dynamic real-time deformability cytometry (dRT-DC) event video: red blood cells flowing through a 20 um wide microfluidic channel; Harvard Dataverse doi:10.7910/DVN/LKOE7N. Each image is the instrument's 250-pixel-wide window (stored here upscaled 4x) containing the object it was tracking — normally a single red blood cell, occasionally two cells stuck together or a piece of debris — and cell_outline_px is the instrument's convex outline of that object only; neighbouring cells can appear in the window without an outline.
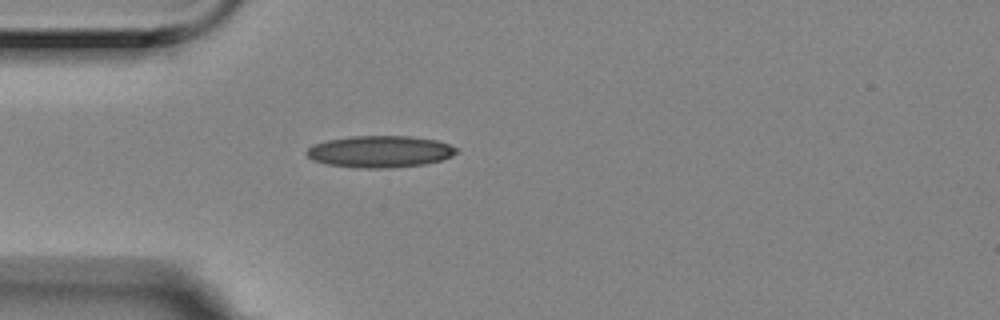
{"species": "Egyptian fruit bat (a non-hibernating species)", "species_latin": "Rousettus aegyptiacus", "temperature_condition": "room temperature", "stored_images_in_passage": 1, "camera_frame_rate_fps": 3000, "um_per_image_px": 0.085, "animal": {"sex": "female"}, "frame": {"image": 1, "passage_image": 1, "time_ms": 0.0, "image_size_px": [1000, 320], "cell_outline_px": [[460, 152], [452, 156], [440, 160], [424, 164], [384, 168], [360, 168], [328, 164], [312, 160], [304, 152], [312, 144], [328, 140], [352, 136], [412, 136], [436, 140], [448, 144], [456, 148]], "centroid_in_image_um": [32.29, 12.88], "position_along_channel_um": 52.7, "area_um2": 27.69}}